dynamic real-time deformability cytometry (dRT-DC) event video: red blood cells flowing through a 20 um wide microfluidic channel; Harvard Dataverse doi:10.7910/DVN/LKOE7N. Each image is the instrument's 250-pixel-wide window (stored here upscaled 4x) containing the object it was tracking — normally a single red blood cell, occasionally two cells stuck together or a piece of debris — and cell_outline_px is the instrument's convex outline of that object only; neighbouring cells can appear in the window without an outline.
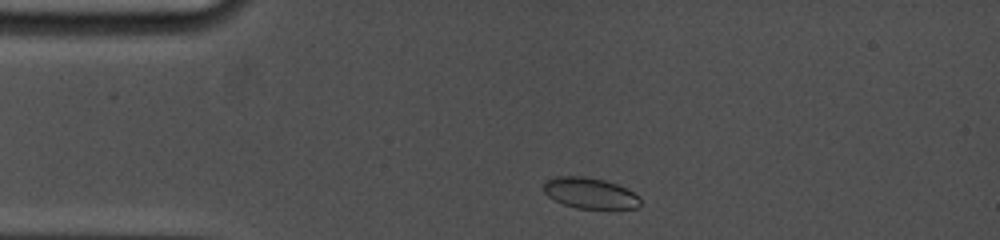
{"species": "common noctule bat (a hibernating species)", "species_latin": "Nyctalus noctula", "temperature_condition": "cold", "stored_images_in_passage": 24, "camera_frame_rate_fps": 5000, "um_per_image_px": 0.085, "animal": {"sex": "female", "body_mass_g": 19.0, "forearm_length_mm": 53.3}, "frame": {"image": 1, "passage_image": 1, "time_ms": 0.0, "image_size_px": [1000, 240], "cell_outline_px": [[640, 204], [636, 208], [576, 208], [564, 204], [548, 196], [544, 192], [544, 184], [548, 180], [556, 176], [584, 176], [604, 180], [616, 184], [640, 196]], "centroid_in_image_um": [50.14, 16.41], "position_along_channel_um": 34.9, "area_um2": 17.11}}
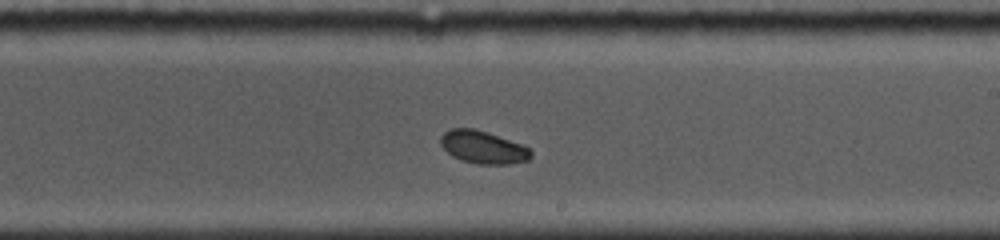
{"frame": {"image": 2, "passage_image": 15, "time_ms": 6.6, "image_size_px": [1000, 240], "cell_outline_px": [[532, 156], [528, 160], [508, 164], [476, 164], [460, 160], [452, 156], [440, 144], [440, 136], [448, 128], [472, 128], [488, 132], [524, 144], [532, 152]], "centroid_in_image_um": [41.05, 12.5], "position_along_channel_um": 247.9, "area_um2": 17.46}}
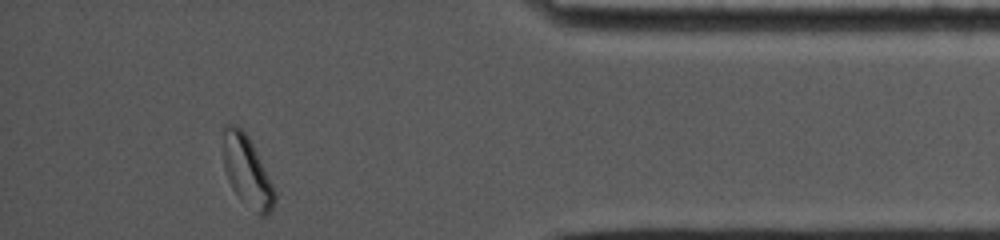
{"frame": {"image": 3, "passage_image": 24, "time_ms": 11.6, "image_size_px": [1000, 240], "cell_outline_px": [[276, 200], [268, 216], [260, 216], [232, 188], [228, 180], [224, 168], [224, 124], [236, 124], [248, 136], [276, 192]], "centroid_in_image_um": [21.01, 14.55], "position_along_channel_um": 414.2, "area_um2": 20.52}, "authors_computed_cell_mechanics": {"area_um2": 17.4556, "velocity_mm_per_s": 3.7447, "shape_relaxation_time_tau1_ms": 1.943, "shape_relaxation_time_tau2_ms": null, "deformation_change_tau1": 0.052, "deformation_change_tau2": null}}